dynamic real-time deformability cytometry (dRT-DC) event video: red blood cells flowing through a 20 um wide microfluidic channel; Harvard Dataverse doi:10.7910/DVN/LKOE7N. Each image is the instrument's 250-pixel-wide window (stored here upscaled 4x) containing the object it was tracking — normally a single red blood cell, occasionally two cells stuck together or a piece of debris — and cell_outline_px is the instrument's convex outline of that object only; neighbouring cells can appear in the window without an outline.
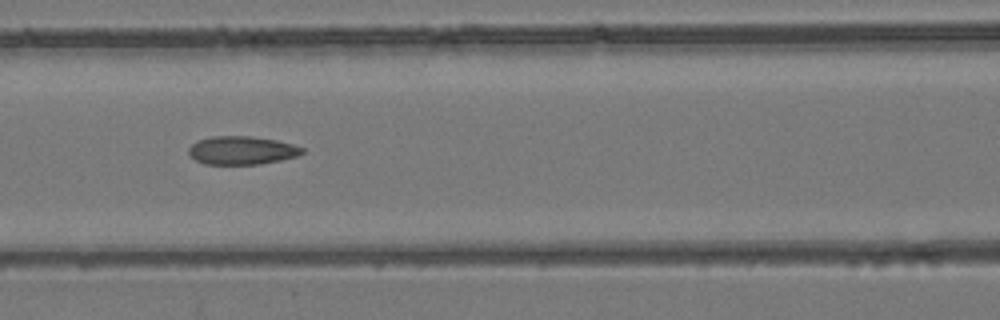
{"species": "common noctule bat (a hibernating species)", "species_latin": "Nyctalus noctula", "temperature_condition": "room temperature", "stored_images_in_passage": 9, "camera_frame_rate_fps": 3000, "um_per_image_px": 0.085, "animal": {"sex": "female", "body_mass_g": 24.6, "forearm_length_mm": 56.2}, "frame": {"image": 1, "passage_image": 7, "time_ms": 2.0, "image_size_px": [1000, 320], "cell_outline_px": [[304, 152], [296, 156], [280, 160], [260, 164], [204, 164], [196, 160], [188, 152], [188, 148], [192, 144], [200, 140], [212, 136], [248, 136], [276, 140], [292, 144], [304, 148]], "centroid_in_image_um": [20.55, 12.78], "position_along_channel_um": 146.0, "area_um2": 18.55}}
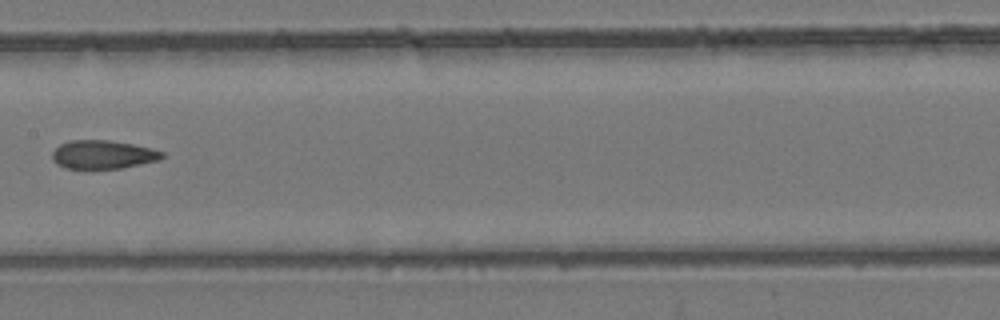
{"frame": {"image": 2, "passage_image": 8, "time_ms": 2.333, "image_size_px": [1000, 320], "cell_outline_px": [[164, 156], [160, 160], [120, 168], [64, 168], [56, 164], [52, 160], [52, 152], [60, 144], [68, 140], [108, 140], [132, 144], [164, 152]], "centroid_in_image_um": [8.71, 13.13], "position_along_channel_um": 198.7, "area_um2": 18.15}}
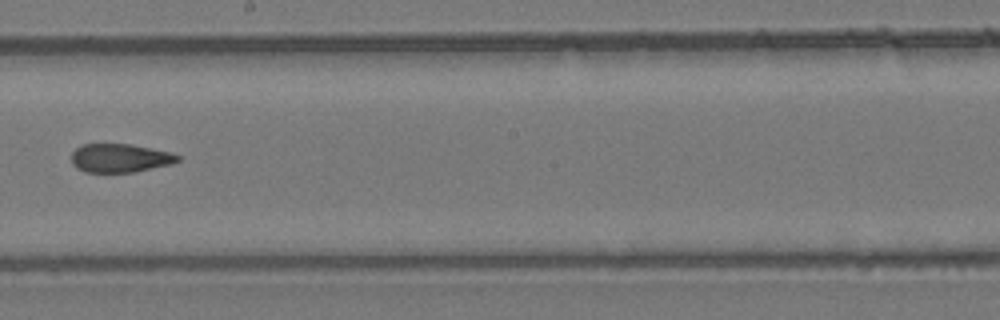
{"frame": {"image": 3, "passage_image": 9, "time_ms": 2.667, "image_size_px": [1000, 320], "cell_outline_px": [[180, 160], [172, 164], [132, 172], [84, 172], [76, 168], [72, 164], [72, 152], [80, 144], [128, 144], [152, 148], [168, 152], [180, 156]], "centroid_in_image_um": [10.17, 13.43], "position_along_channel_um": 238.0, "area_um2": 17.69}}